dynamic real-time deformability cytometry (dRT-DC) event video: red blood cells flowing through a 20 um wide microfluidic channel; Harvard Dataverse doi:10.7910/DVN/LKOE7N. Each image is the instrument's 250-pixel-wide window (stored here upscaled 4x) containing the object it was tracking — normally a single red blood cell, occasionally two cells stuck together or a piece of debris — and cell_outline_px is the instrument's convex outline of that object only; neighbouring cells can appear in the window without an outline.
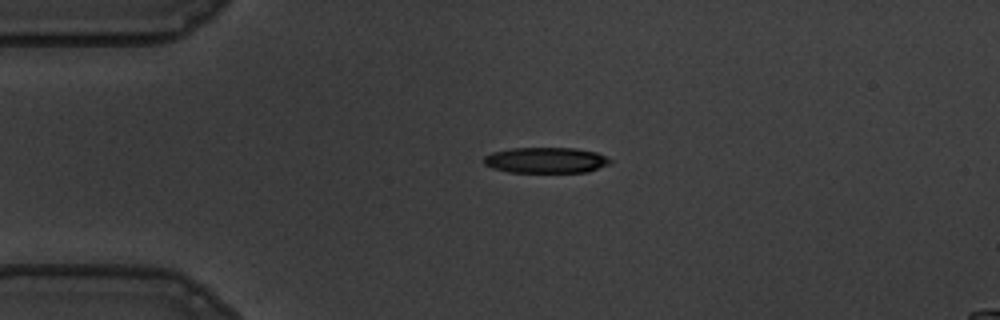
{"species": "common noctule bat (a hibernating species)", "species_latin": "Nyctalus noctula", "temperature_condition": "warm", "stored_images_in_passage": 44, "camera_frame_rate_fps": 3000, "um_per_image_px": 0.085, "animal": {"sex": "male", "body_mass_g": 19.5, "forearm_length_mm": 54.6}, "frame": {"image": 1, "passage_image": 1, "time_ms": 0.0, "image_size_px": [1000, 320], "cell_outline_px": [[612, 164], [588, 172], [508, 172], [492, 168], [484, 164], [484, 156], [492, 152], [512, 148], [576, 148], [596, 152], [612, 160]], "centroid_in_image_um": [46.42, 13.62], "position_along_channel_um": 38.6, "area_um2": 19.07}}
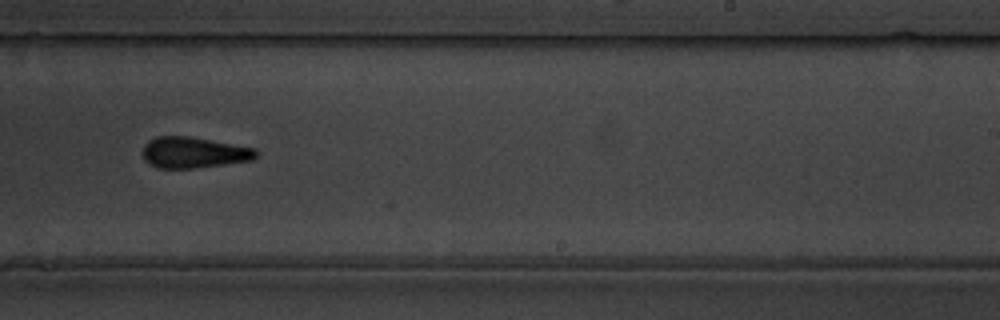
{"frame": {"image": 2, "passage_image": 23, "time_ms": 7.333, "image_size_px": [1000, 320], "cell_outline_px": [[260, 152], [252, 160], [224, 164], [192, 168], [156, 168], [148, 164], [144, 160], [144, 144], [148, 140], [156, 136], [188, 136], [256, 148]], "centroid_in_image_um": [16.46, 12.96], "position_along_channel_um": 272.5, "area_um2": 20.52}}
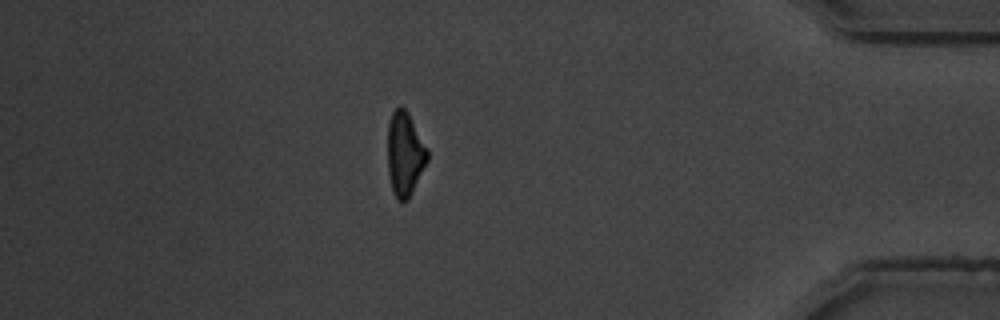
{"frame": {"image": 3, "passage_image": 37, "time_ms": 12.0, "image_size_px": [1000, 320], "cell_outline_px": [[428, 160], [408, 200], [404, 204], [396, 196], [392, 188], [388, 172], [388, 120], [392, 112], [400, 104], [408, 112], [428, 148]], "centroid_in_image_um": [34.42, 13.05], "position_along_channel_um": 400.8, "area_um2": 19.54}, "authors_computed_cell_mechanics": {"area_um2": 20.4323, "velocity_mm_per_s": 3.5888, "shape_relaxation_time_tau1_ms": 4.3313, "shape_relaxation_time_tau2_ms": 2.2018, "deformation_change_tau1": 0.1566, "deformation_change_tau2": 0.1276}}